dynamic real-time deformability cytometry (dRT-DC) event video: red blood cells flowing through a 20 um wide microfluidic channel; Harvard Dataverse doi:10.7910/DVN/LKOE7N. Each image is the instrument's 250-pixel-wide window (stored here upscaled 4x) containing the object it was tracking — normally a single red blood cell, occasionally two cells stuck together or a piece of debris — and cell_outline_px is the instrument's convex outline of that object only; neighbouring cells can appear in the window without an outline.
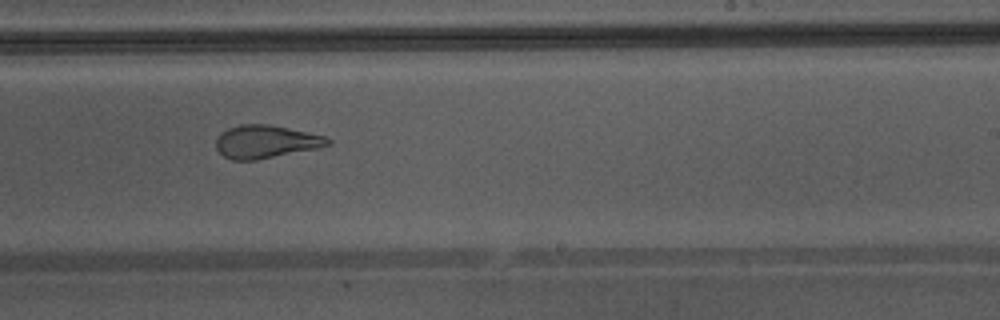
{"species": "Egyptian fruit bat (a non-hibernating species)", "species_latin": "Rousettus aegyptiacus", "temperature_condition": "warm", "stored_images_in_passage": 40, "camera_frame_rate_fps": 3000, "um_per_image_px": 0.085, "animal": {"sex": "male"}, "frame": {"image": 1, "passage_image": 23, "time_ms": 7.333, "image_size_px": [1000, 320], "cell_outline_px": [[332, 144], [316, 148], [256, 160], [232, 160], [224, 156], [216, 148], [216, 140], [228, 128], [240, 124], [268, 124], [288, 128], [324, 136], [332, 140]], "centroid_in_image_um": [22.59, 12.04], "position_along_channel_um": 266.4, "area_um2": 21.15}, "authors_computed_cell_mechanics": {"area_um2": 24.8829, "velocity_mm_per_s": 4.375, "shape_relaxation_time_tau1_ms": null, "shape_relaxation_time_tau2_ms": 0.8436, "deformation_change_tau1": null, "deformation_change_tau2": 0.0931}}